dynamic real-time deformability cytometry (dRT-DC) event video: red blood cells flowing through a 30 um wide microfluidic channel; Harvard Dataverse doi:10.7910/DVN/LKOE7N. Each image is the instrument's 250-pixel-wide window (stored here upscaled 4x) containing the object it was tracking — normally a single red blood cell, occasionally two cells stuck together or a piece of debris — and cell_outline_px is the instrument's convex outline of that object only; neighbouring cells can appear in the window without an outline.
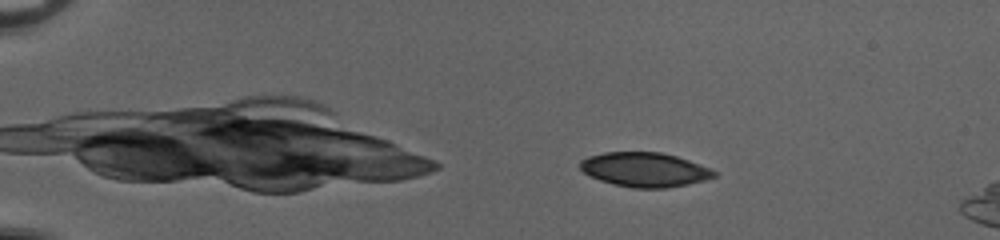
{"species": "common noctule bat (a hibernating species)", "species_latin": "Nyctalus noctula", "temperature_condition": "cold", "stored_images_in_passage": 18, "camera_frame_rate_fps": 3000, "um_per_image_px": 0.085, "animal": {"sex": "female", "body_mass_g": 20.0, "forearm_length_mm": 54.0}, "frame": {"image": 1, "passage_image": 11, "time_ms": 3.333, "image_size_px": [1000, 240], "cell_outline_px": [[716, 176], [704, 180], [688, 184], [664, 188], [632, 188], [612, 184], [600, 180], [584, 172], [580, 168], [580, 160], [588, 156], [604, 152], [660, 152], [676, 156], [712, 168], [716, 172]], "centroid_in_image_um": [54.8, 14.41], "position_along_channel_um": 30.2, "area_um2": 26.82}}